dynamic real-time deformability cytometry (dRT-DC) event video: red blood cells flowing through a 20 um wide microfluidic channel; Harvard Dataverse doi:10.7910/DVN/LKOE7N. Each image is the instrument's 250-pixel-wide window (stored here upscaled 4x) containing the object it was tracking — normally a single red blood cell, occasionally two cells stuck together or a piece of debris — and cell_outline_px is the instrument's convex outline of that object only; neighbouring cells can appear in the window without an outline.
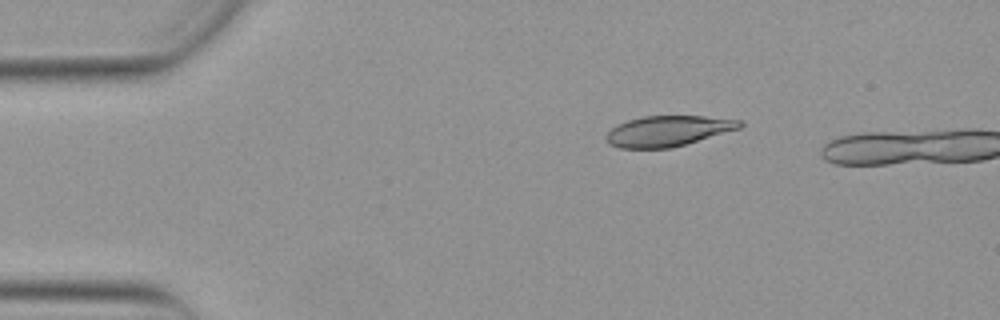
{"species": "Egyptian fruit bat (a non-hibernating species)", "species_latin": "Rousettus aegyptiacus", "temperature_condition": "warm", "stored_images_in_passage": 12, "camera_frame_rate_fps": 3000, "um_per_image_px": 0.085, "animal": {"sex": "female"}, "frame": {"image": 1, "passage_image": 9, "time_ms": 2.667, "image_size_px": [1000, 320], "cell_outline_px": [[744, 124], [740, 128], [684, 144], [668, 148], [620, 148], [608, 144], [604, 136], [616, 124], [628, 120], [644, 116], [704, 116], [744, 120]], "centroid_in_image_um": [56.75, 11.12], "position_along_channel_um": 28.2, "area_um2": 23.7}}